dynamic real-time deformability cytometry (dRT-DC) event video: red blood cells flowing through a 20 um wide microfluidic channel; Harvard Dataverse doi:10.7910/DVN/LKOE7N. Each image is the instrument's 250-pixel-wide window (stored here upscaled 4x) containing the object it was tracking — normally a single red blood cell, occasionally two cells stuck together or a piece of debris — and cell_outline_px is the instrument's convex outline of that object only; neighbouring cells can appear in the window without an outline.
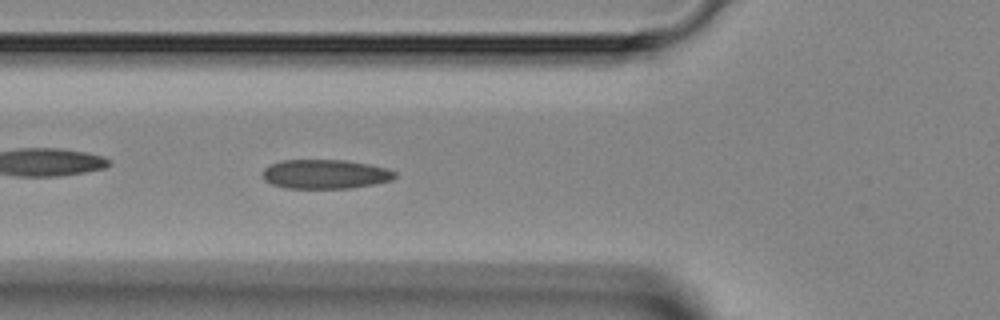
{"species": "Egyptian fruit bat (a non-hibernating species)", "species_latin": "Rousettus aegyptiacus", "temperature_condition": "room temperature", "stored_images_in_passage": 38, "camera_frame_rate_fps": 3000, "um_per_image_px": 0.085, "animal": {"sex": "female"}, "frame": {"image": 1, "passage_image": 7, "time_ms": 2.0, "image_size_px": [1000, 320], "cell_outline_px": [[396, 176], [392, 180], [376, 184], [352, 188], [284, 188], [272, 184], [264, 180], [260, 176], [264, 168], [272, 164], [284, 160], [344, 160], [368, 164], [384, 168], [396, 172]], "centroid_in_image_um": [27.62, 14.81], "position_along_channel_um": 98.2, "area_um2": 22.6}}
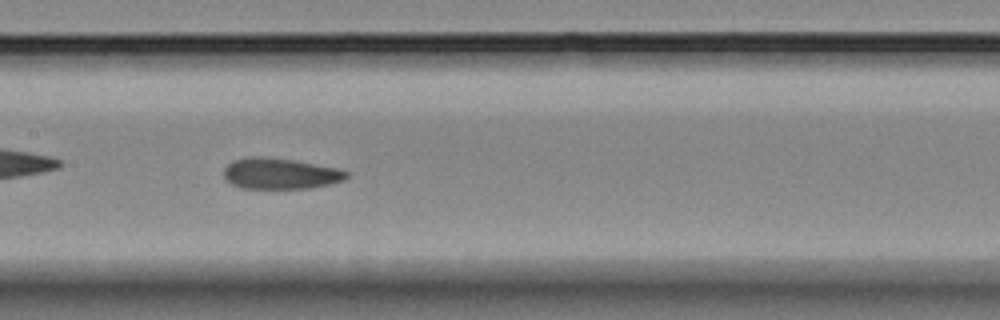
{"frame": {"image": 2, "passage_image": 13, "time_ms": 4.0, "image_size_px": [1000, 320], "cell_outline_px": [[348, 176], [344, 180], [312, 188], [244, 188], [232, 184], [224, 176], [224, 168], [232, 160], [252, 156], [260, 156], [292, 160], [336, 168], [348, 172]], "centroid_in_image_um": [23.8, 14.75], "position_along_channel_um": 183.6, "area_um2": 21.85}}
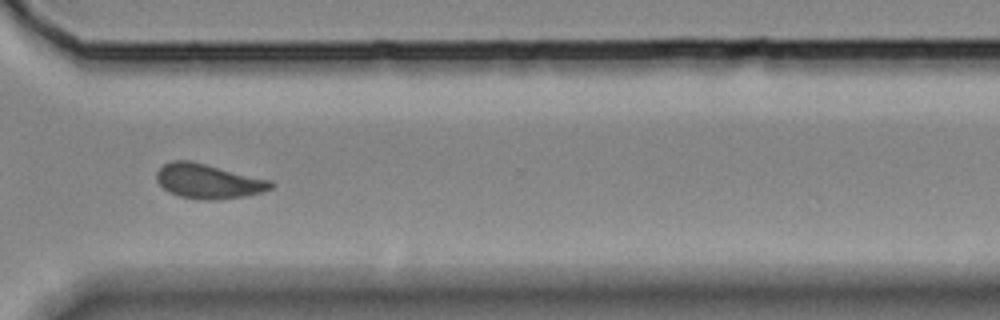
{"frame": {"image": 3, "passage_image": 25, "time_ms": 8.0, "image_size_px": [1000, 320], "cell_outline_px": [[276, 184], [272, 188], [260, 192], [244, 196], [216, 200], [200, 200], [180, 196], [168, 192], [156, 180], [156, 172], [164, 164], [172, 160], [192, 160], [272, 180]], "centroid_in_image_um": [17.71, 15.39], "position_along_channel_um": 352.9, "area_um2": 23.29}}